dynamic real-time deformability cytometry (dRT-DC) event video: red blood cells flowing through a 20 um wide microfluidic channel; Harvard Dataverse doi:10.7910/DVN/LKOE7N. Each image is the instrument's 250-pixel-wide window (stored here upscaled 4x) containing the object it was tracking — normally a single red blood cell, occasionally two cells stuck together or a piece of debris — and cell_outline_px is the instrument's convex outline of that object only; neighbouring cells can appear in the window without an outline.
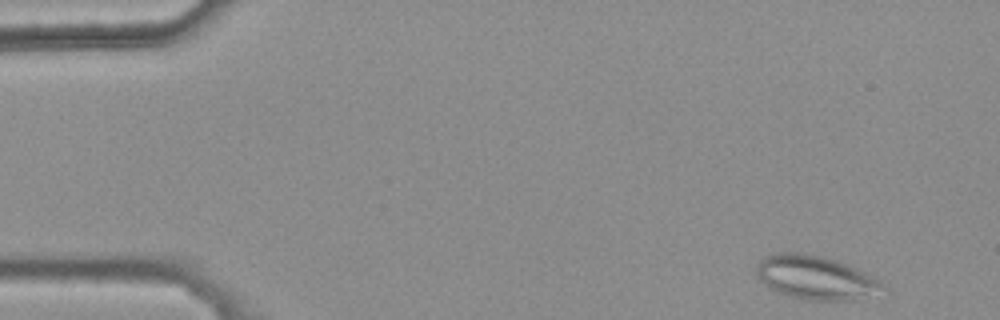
{"species": "common noctule bat (a hibernating species)", "species_latin": "Nyctalus noctula", "temperature_condition": "warm", "stored_images_in_passage": 42, "camera_frame_rate_fps": 3000, "um_per_image_px": 0.085, "animal": {"sex": "female", "body_mass_g": 25.1}, "frame": {"image": 1, "passage_image": 2, "time_ms": 0.333, "image_size_px": [1000, 320], "cell_outline_px": [[880, 284], [848, 300], [808, 300], [788, 296], [772, 288], [760, 280], [756, 276], [756, 264], [764, 256], [776, 252], [800, 252], [824, 256], [848, 264], [880, 280]], "centroid_in_image_um": [69.1, 23.52], "position_along_channel_um": 15.9, "area_um2": 30.92}}
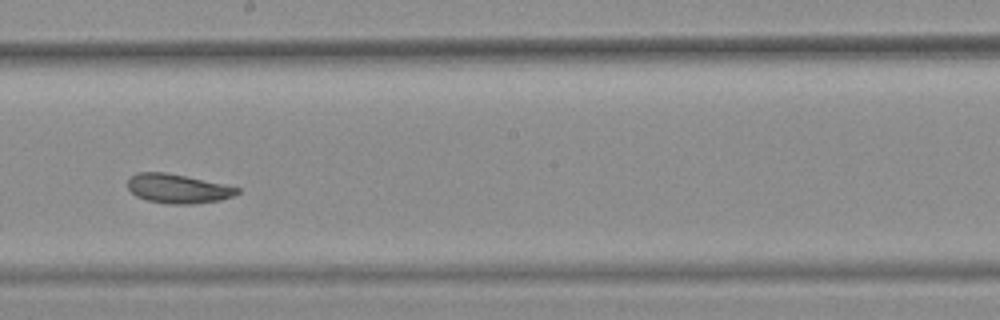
{"frame": {"image": 2, "passage_image": 28, "time_ms": 9.0, "image_size_px": [1000, 320], "cell_outline_px": [[240, 192], [232, 196], [220, 200], [192, 204], [168, 204], [148, 200], [136, 196], [128, 188], [128, 176], [136, 172], [164, 172], [184, 176], [240, 188]], "centroid_in_image_um": [15.07, 16.03], "position_along_channel_um": 233.1, "area_um2": 18.44}}
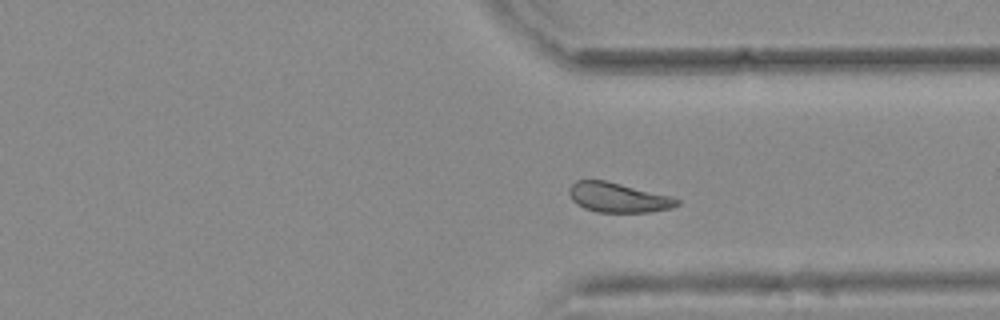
{"frame": {"image": 3, "passage_image": 38, "time_ms": 12.333, "image_size_px": [1000, 320], "cell_outline_px": [[680, 204], [672, 208], [652, 212], [596, 212], [584, 208], [576, 204], [572, 200], [568, 192], [572, 184], [576, 180], [604, 180], [672, 196], [680, 200]], "centroid_in_image_um": [52.55, 16.8], "position_along_channel_um": 358.8, "area_um2": 18.73}, "authors_computed_cell_mechanics": {"area_um2": 19.9121, "velocity_mm_per_s": 3.7507, "shape_relaxation_time_tau1_ms": null, "shape_relaxation_time_tau2_ms": 3.0773, "deformation_change_tau1": null, "deformation_change_tau2": 0.0897}}